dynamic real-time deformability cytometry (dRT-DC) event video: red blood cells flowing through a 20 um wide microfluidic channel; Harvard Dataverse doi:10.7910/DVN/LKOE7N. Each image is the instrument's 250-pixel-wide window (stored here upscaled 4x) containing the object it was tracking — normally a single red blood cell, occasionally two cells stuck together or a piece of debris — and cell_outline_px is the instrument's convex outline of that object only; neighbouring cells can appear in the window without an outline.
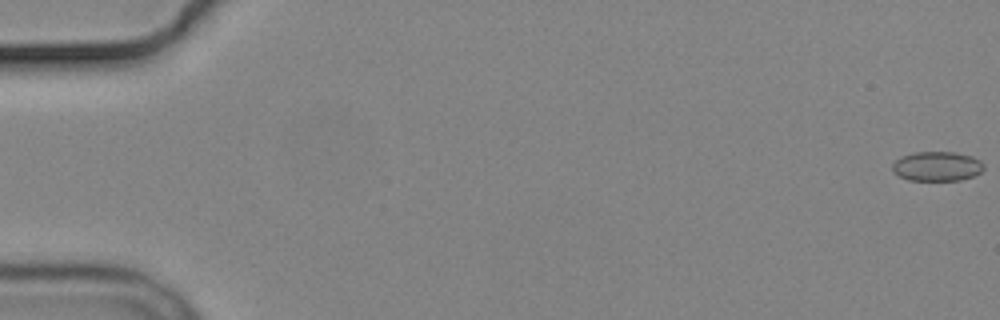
{"species": "common noctule bat (a hibernating species)", "species_latin": "Nyctalus noctula", "temperature_condition": "cold", "stored_images_in_passage": 7, "camera_frame_rate_fps": 3000, "um_per_image_px": 0.085, "animal": {"sex": "male", "body_mass_g": 19.2, "forearm_length_mm": 51.8}, "frame": {"image": 1, "passage_image": 1, "time_ms": 0.0, "image_size_px": [1000, 320], "cell_outline_px": [[984, 168], [980, 172], [972, 176], [960, 180], [908, 180], [892, 172], [892, 164], [900, 156], [912, 152], [956, 152], [972, 156], [980, 160], [984, 164]], "centroid_in_image_um": [79.62, 14.12], "position_along_channel_um": 5.4, "area_um2": 15.84}}
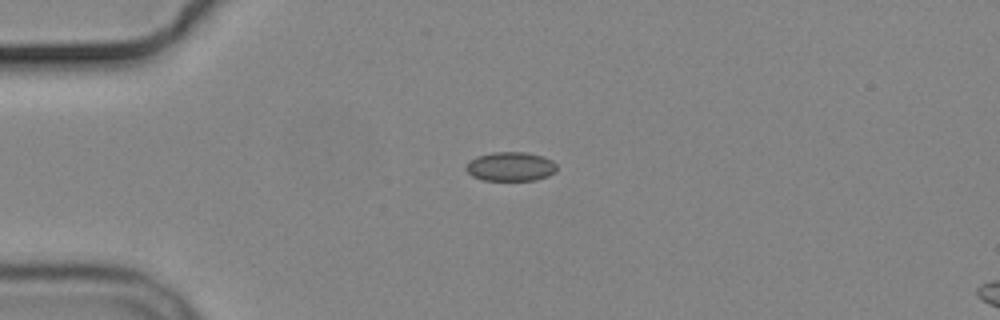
{"frame": {"image": 2, "passage_image": 5, "time_ms": 4.667, "image_size_px": [1000, 320], "cell_outline_px": [[556, 172], [548, 176], [536, 180], [484, 180], [472, 176], [464, 168], [476, 156], [492, 152], [524, 152], [544, 156], [552, 160], [556, 164]], "centroid_in_image_um": [43.42, 14.15], "position_along_channel_um": 41.6, "area_um2": 15.43}}